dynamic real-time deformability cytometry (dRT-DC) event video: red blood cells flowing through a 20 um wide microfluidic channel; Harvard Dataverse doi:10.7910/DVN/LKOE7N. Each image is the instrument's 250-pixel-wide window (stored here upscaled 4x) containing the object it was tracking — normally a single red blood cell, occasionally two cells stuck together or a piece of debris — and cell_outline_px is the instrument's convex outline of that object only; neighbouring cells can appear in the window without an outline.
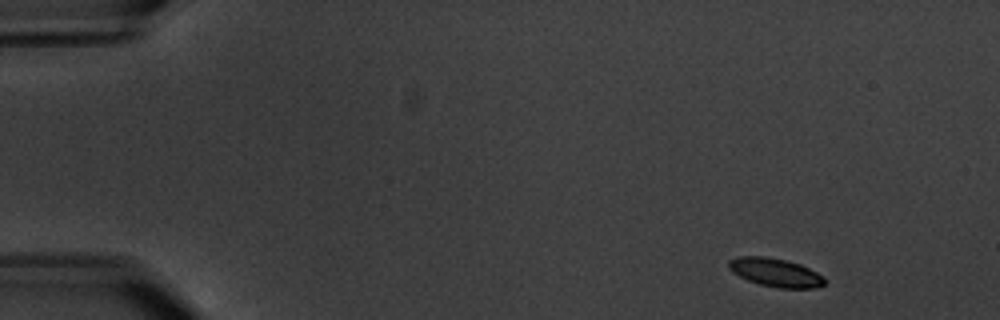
{"species": "common noctule bat (a hibernating species)", "species_latin": "Nyctalus noctula", "temperature_condition": "warm", "stored_images_in_passage": 6, "camera_frame_rate_fps": 3000, "um_per_image_px": 0.085, "animal": {"sex": "male", "body_mass_g": 20.1, "forearm_length_mm": 53.5}, "frame": {"image": 1, "passage_image": 1, "time_ms": 0.0, "image_size_px": [1000, 320], "cell_outline_px": [[824, 284], [816, 288], [780, 288], [760, 284], [748, 280], [732, 272], [728, 268], [728, 260], [736, 256], [764, 256], [784, 260], [800, 264], [824, 276]], "centroid_in_image_um": [65.88, 23.15], "position_along_channel_um": 19.1, "area_um2": 15.84}}